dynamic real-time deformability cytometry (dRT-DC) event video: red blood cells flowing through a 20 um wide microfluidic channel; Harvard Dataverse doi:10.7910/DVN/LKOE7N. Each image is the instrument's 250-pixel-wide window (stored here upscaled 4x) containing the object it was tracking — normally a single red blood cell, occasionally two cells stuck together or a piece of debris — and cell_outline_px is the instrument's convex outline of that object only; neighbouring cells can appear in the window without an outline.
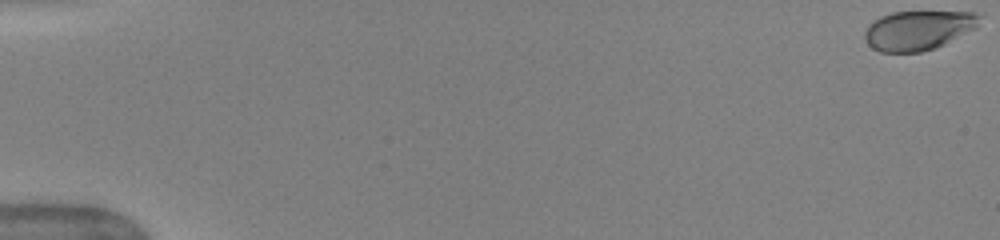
{"species": "human", "species_latin": "Homo sapiens", "temperature_condition": "warm", "stored_images_in_passage": 52, "camera_frame_rate_fps": 3000, "um_per_image_px": 0.085, "donor": {"sex": "female"}, "frame": {"image": 1, "passage_image": 1, "time_ms": 0.0, "image_size_px": [1000, 240], "cell_outline_px": [[980, 16], [976, 28], [936, 48], [920, 52], [880, 52], [872, 48], [868, 44], [864, 36], [864, 32], [868, 24], [872, 20], [880, 16], [892, 12], [972, 12]], "centroid_in_image_um": [78.0, 2.57], "position_along_channel_um": 7.0, "area_um2": 26.36}}
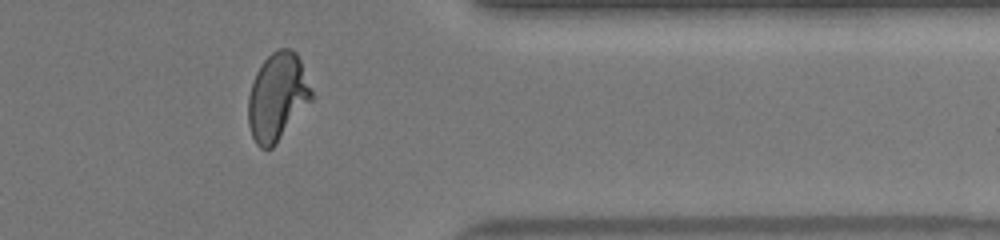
{"frame": {"image": 2, "passage_image": 43, "time_ms": 14.0, "image_size_px": [1000, 240], "cell_outline_px": [[312, 100], [276, 144], [272, 148], [260, 148], [256, 144], [252, 136], [248, 124], [248, 96], [256, 72], [264, 60], [272, 52], [280, 48], [292, 48], [296, 52], [300, 60], [312, 92]], "centroid_in_image_um": [23.56, 8.24], "position_along_channel_um": 387.8, "area_um2": 32.19}}
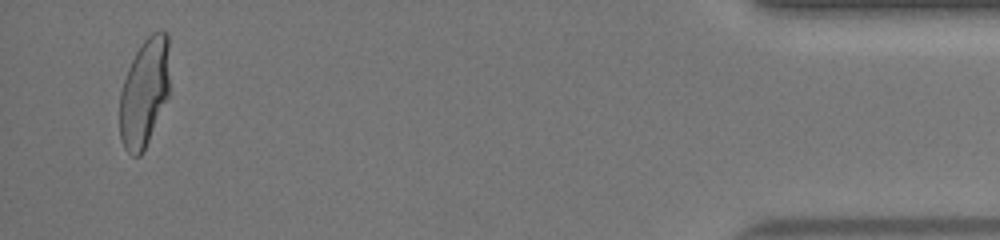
{"frame": {"image": 3, "passage_image": 50, "time_ms": 16.333, "image_size_px": [1000, 240], "cell_outline_px": [[168, 96], [144, 152], [140, 156], [132, 156], [124, 148], [120, 136], [120, 92], [128, 68], [140, 44], [152, 32], [160, 28], [168, 32]], "centroid_in_image_um": [12.27, 7.85], "position_along_channel_um": 422.9, "area_um2": 31.62}, "authors_computed_cell_mechanics": {"area_um2": 31.3854, "velocity_mm_per_s": 4.0481, "shape_relaxation_time_tau1_ms": 5.096, "shape_relaxation_time_tau2_ms": null, "deformation_change_tau1": 0.2005, "deformation_change_tau2": null}}